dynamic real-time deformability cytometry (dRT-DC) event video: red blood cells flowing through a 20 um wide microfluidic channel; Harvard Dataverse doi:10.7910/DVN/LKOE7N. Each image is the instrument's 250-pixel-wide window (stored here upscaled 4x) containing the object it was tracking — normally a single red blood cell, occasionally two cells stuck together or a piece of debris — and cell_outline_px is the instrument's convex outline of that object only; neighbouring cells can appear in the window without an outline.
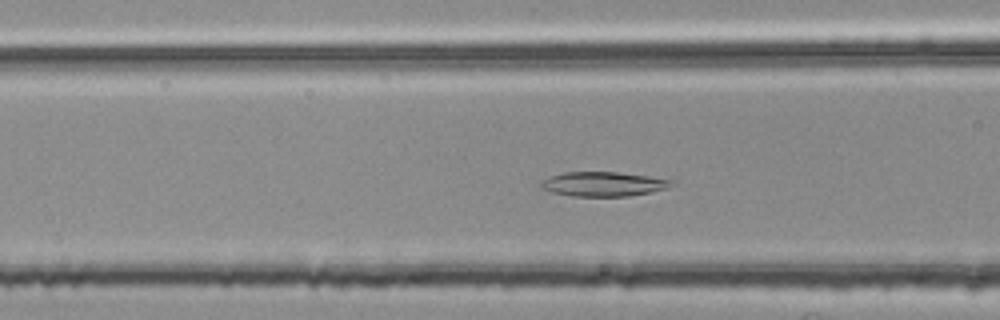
{"species": "common noctule bat (a hibernating species)", "species_latin": "Nyctalus noctula", "temperature_condition": "room temperature", "stored_images_in_passage": 40, "camera_frame_rate_fps": 3000, "um_per_image_px": 0.085, "animal": {"sex": "female", "body_mass_g": 25.1}, "frame": {"image": 1, "passage_image": 8, "time_ms": 2.333, "image_size_px": [1000, 320], "cell_outline_px": [[676, 184], [668, 188], [628, 196], [572, 196], [552, 192], [540, 188], [540, 184], [544, 180], [552, 176], [564, 172], [616, 172], [648, 176], [672, 180]], "centroid_in_image_um": [51.3, 15.64], "position_along_channel_um": 115.3, "area_um2": 18.44}}
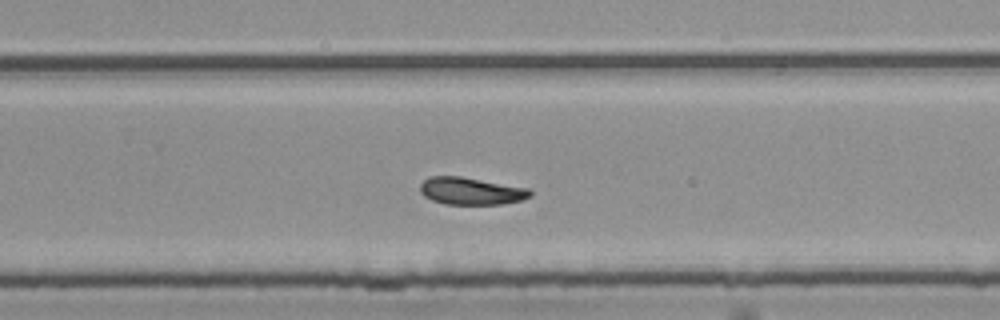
{"frame": {"image": 2, "passage_image": 22, "time_ms": 7.0, "image_size_px": [1000, 320], "cell_outline_px": [[532, 196], [520, 200], [500, 204], [444, 204], [432, 200], [424, 196], [420, 192], [420, 184], [428, 176], [460, 176], [528, 188], [532, 192]], "centroid_in_image_um": [40.0, 16.23], "position_along_channel_um": 289.8, "area_um2": 17.46}}
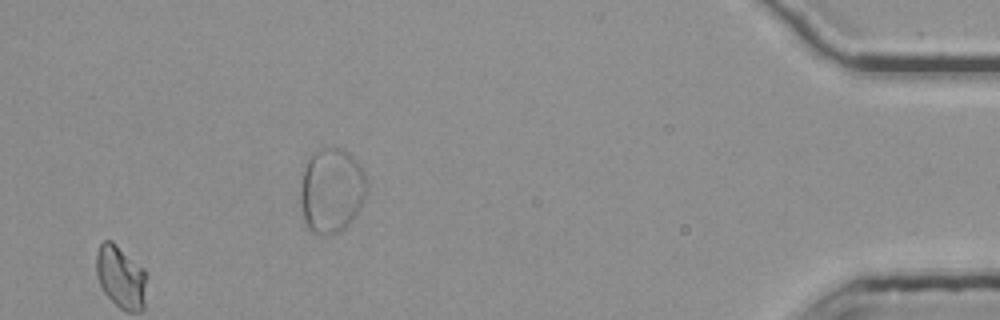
{"frame": {"image": 3, "passage_image": 40, "time_ms": 13.0, "image_size_px": [1000, 320], "cell_outline_px": [[368, 188], [352, 220], [340, 232], [312, 232], [308, 228], [304, 220], [300, 208], [300, 188], [304, 168], [312, 152], [332, 144], [344, 148], [360, 164], [364, 172], [368, 184]], "centroid_in_image_um": [28.17, 16.1], "position_along_channel_um": 407.0, "area_um2": 32.95}}